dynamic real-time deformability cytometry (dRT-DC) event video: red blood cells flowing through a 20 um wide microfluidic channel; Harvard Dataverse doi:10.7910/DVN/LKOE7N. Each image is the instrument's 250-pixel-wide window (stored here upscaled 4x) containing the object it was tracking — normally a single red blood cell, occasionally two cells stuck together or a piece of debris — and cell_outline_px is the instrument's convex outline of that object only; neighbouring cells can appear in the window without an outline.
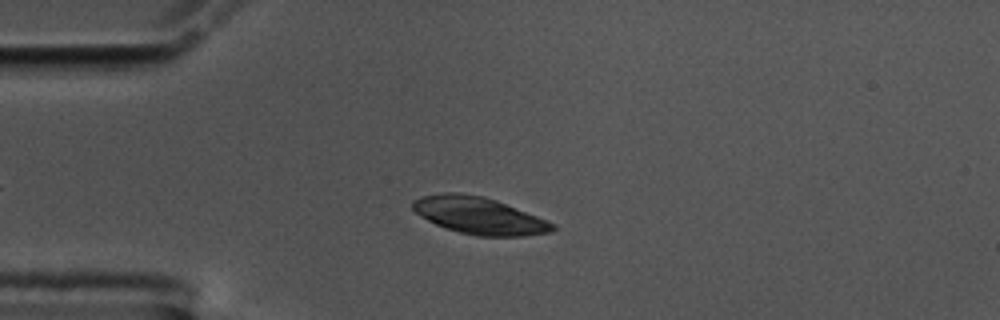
{"species": "common noctule bat (a hibernating species)", "species_latin": "Nyctalus noctula", "temperature_condition": "cold", "stored_images_in_passage": 54, "camera_frame_rate_fps": 3000, "um_per_image_px": 0.085, "animal": {"sex": "male", "body_mass_g": 17.5, "forearm_length_mm": 52.3}, "frame": {"image": 1, "passage_image": 12, "time_ms": 3.667, "image_size_px": [1000, 320], "cell_outline_px": [[556, 228], [552, 232], [524, 236], [476, 236], [444, 228], [428, 220], [416, 212], [412, 208], [412, 200], [420, 196], [444, 192], [460, 192], [484, 196], [496, 200], [556, 224]], "centroid_in_image_um": [40.71, 18.32], "position_along_channel_um": 44.3, "area_um2": 30.17}}
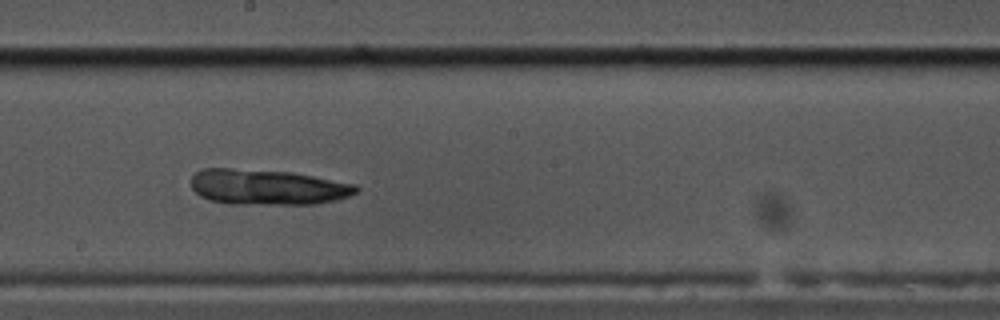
{"frame": {"image": 2, "passage_image": 29, "time_ms": 9.333, "image_size_px": [1000, 320], "cell_outline_px": [[360, 188], [356, 192], [348, 196], [336, 200], [316, 204], [232, 204], [208, 200], [200, 196], [192, 188], [192, 176], [200, 168], [232, 168], [292, 172], [356, 184]], "centroid_in_image_um": [22.72, 15.9], "position_along_channel_um": 225.5, "area_um2": 34.28}}
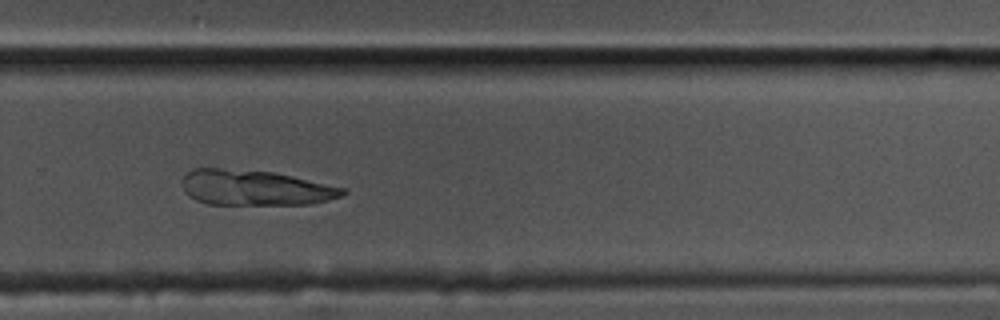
{"frame": {"image": 3, "passage_image": 36, "time_ms": 11.667, "image_size_px": [1000, 320], "cell_outline_px": [[348, 192], [340, 196], [328, 200], [312, 204], [208, 204], [196, 200], [184, 192], [180, 180], [192, 168], [220, 168], [272, 172], [292, 176], [344, 188]], "centroid_in_image_um": [21.63, 15.96], "position_along_channel_um": 308.2, "area_um2": 32.95}}